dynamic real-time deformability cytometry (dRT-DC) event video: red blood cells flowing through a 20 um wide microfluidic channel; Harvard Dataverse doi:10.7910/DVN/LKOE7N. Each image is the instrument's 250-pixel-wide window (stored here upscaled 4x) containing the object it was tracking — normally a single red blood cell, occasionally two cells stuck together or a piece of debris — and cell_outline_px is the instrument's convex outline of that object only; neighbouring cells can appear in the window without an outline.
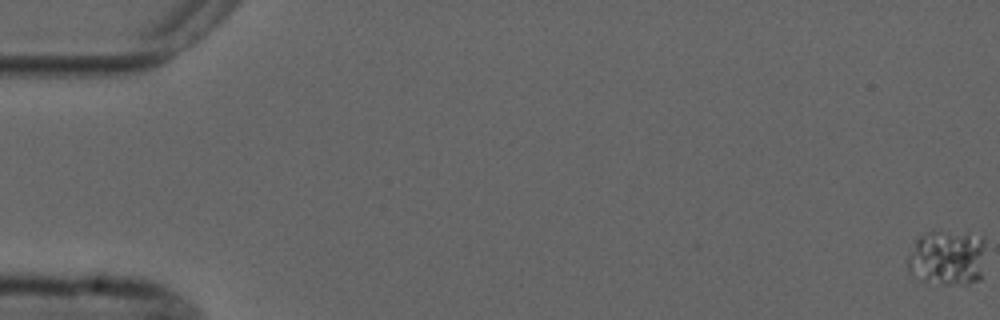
{"species": "common noctule bat (a hibernating species)", "species_latin": "Nyctalus noctula", "temperature_condition": "cold", "stored_images_in_passage": 4, "camera_frame_rate_fps": 3000, "um_per_image_px": 0.085, "animal": {"sex": "male", "forearm_length_mm": 52.5}, "frame": {"image": 1, "passage_image": 1, "time_ms": 0.0, "image_size_px": [1000, 320], "cell_outline_px": [[984, 244], [980, 280], [968, 284], [940, 284], [920, 280], [908, 272], [908, 256], [916, 240], [920, 236], [928, 232], [968, 232], [984, 236]], "centroid_in_image_um": [80.52, 21.91], "position_along_channel_um": 4.5, "area_um2": 25.32}}